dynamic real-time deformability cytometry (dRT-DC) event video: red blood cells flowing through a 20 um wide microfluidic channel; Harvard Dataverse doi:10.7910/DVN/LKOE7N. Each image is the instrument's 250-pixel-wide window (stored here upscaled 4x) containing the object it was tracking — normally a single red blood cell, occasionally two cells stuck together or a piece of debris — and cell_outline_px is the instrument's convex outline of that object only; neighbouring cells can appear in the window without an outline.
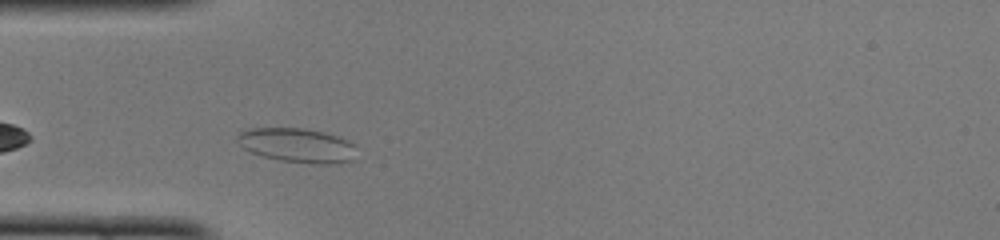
{"species": "common noctule bat (a hibernating species)", "species_latin": "Nyctalus noctula", "temperature_condition": "cold", "stored_images_in_passage": 27, "camera_frame_rate_fps": 3000, "um_per_image_px": 0.085, "animal": {"sex": "female", "body_mass_g": 22.0, "forearm_length_mm": 56.7}, "frame": {"image": 1, "passage_image": 3, "time_ms": 0.667, "image_size_px": [1000, 240], "cell_outline_px": [[352, 160], [332, 164], [308, 164], [280, 160], [264, 156], [252, 152], [244, 148], [236, 140], [236, 136], [240, 132], [248, 128], [304, 128], [324, 132], [348, 140], [352, 144]], "centroid_in_image_um": [25.21, 12.34], "position_along_channel_um": 59.8, "area_um2": 23.58}}
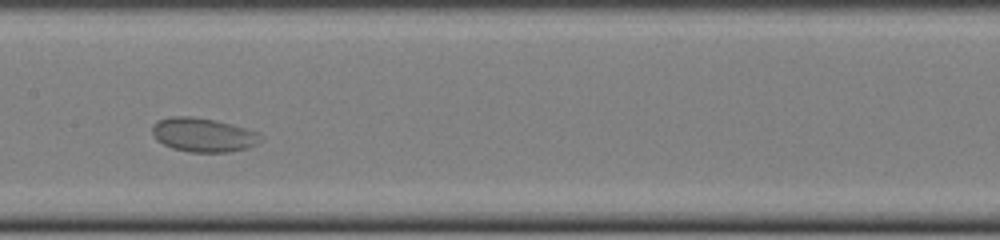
{"frame": {"image": 2, "passage_image": 13, "time_ms": 4.0, "image_size_px": [1000, 240], "cell_outline_px": [[264, 136], [256, 144], [248, 148], [228, 152], [188, 152], [172, 148], [156, 140], [152, 132], [152, 124], [156, 120], [168, 116], [192, 116], [216, 120], [232, 124], [260, 132]], "centroid_in_image_um": [17.27, 11.45], "position_along_channel_um": 190.1, "area_um2": 21.85}}
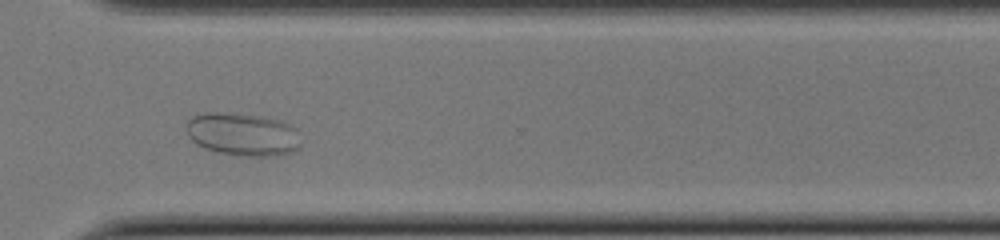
{"frame": {"image": 3, "passage_image": 25, "time_ms": 8.0, "image_size_px": [1000, 240], "cell_outline_px": [[300, 148], [292, 152], [272, 156], [248, 156], [220, 152], [204, 148], [196, 144], [188, 136], [188, 120], [192, 116], [204, 112], [220, 112], [264, 116], [280, 120], [292, 124], [296, 128], [300, 144]], "centroid_in_image_um": [20.66, 11.4], "position_along_channel_um": 349.9, "area_um2": 28.73}}